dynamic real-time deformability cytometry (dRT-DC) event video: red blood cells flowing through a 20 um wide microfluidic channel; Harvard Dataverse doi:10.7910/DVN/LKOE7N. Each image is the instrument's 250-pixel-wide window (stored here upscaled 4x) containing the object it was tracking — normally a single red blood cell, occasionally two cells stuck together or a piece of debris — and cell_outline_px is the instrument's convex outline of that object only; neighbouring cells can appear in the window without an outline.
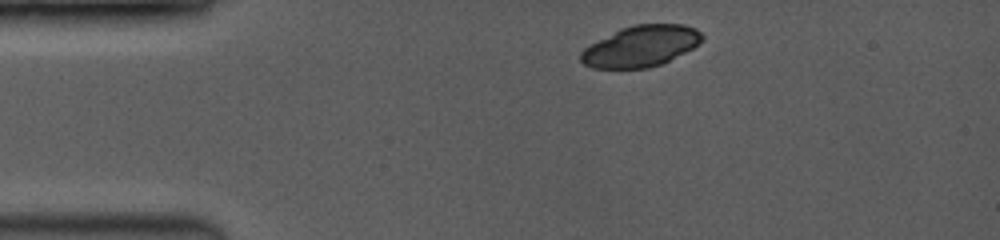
{"species": "common noctule bat (a hibernating species)", "species_latin": "Nyctalus noctula", "temperature_condition": "room temperature", "stored_images_in_passage": 2, "camera_frame_rate_fps": 3500, "um_per_image_px": 0.085, "animal": {"sex": "female", "body_mass_g": 19.0, "forearm_length_mm": 53.3}, "frame": {"image": 1, "passage_image": 1, "time_ms": 0.0, "image_size_px": [1000, 240], "cell_outline_px": [[704, 40], [692, 48], [660, 64], [648, 68], [592, 68], [584, 64], [580, 60], [580, 52], [584, 48], [624, 28], [636, 24], [680, 24], [696, 28], [704, 36]], "centroid_in_image_um": [54.5, 3.93], "position_along_channel_um": 30.5, "area_um2": 28.44}}